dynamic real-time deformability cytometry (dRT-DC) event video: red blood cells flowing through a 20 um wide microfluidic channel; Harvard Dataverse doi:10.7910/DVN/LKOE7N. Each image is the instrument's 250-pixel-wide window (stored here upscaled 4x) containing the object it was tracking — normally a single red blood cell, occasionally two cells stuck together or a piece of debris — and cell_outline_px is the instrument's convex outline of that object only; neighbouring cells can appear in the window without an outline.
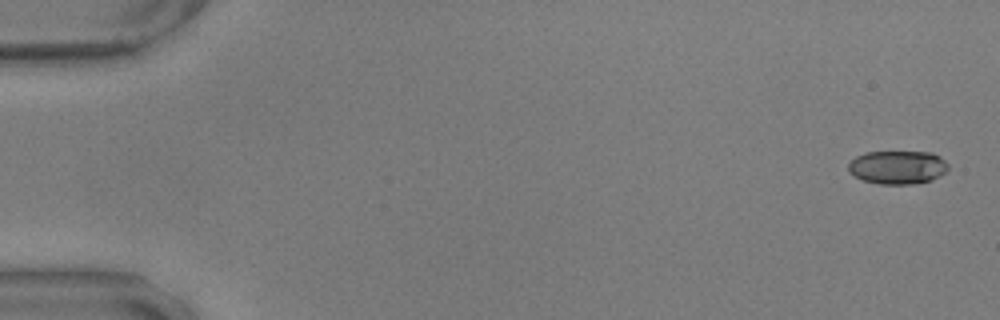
{"species": "common noctule bat (a hibernating species)", "species_latin": "Nyctalus noctula", "temperature_condition": "warm", "stored_images_in_passage": 57, "camera_frame_rate_fps": 3000, "um_per_image_px": 0.085, "animal": {"sex": "male", "body_mass_g": 17.9, "forearm_length_mm": 54.2}, "frame": {"image": 1, "passage_image": 1, "time_ms": 0.0, "image_size_px": [1000, 320], "cell_outline_px": [[948, 168], [944, 172], [932, 180], [912, 184], [880, 184], [864, 180], [848, 172], [848, 164], [856, 156], [864, 152], [932, 152], [940, 156], [948, 164]], "centroid_in_image_um": [76.29, 14.21], "position_along_channel_um": 8.7, "area_um2": 19.42}}
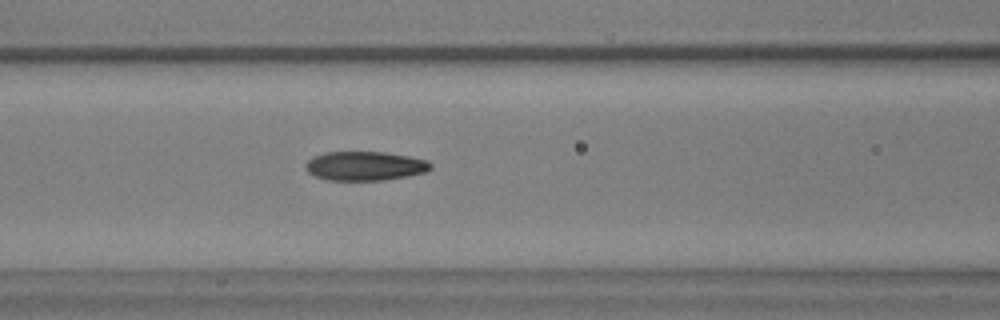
{"frame": {"image": 2, "passage_image": 24, "time_ms": 7.667, "image_size_px": [1000, 320], "cell_outline_px": [[432, 168], [424, 172], [408, 176], [384, 180], [328, 180], [316, 176], [308, 172], [308, 160], [312, 156], [324, 152], [384, 152], [408, 156], [428, 160], [432, 164]], "centroid_in_image_um": [31.05, 14.1], "position_along_channel_um": 135.5, "area_um2": 21.1}}
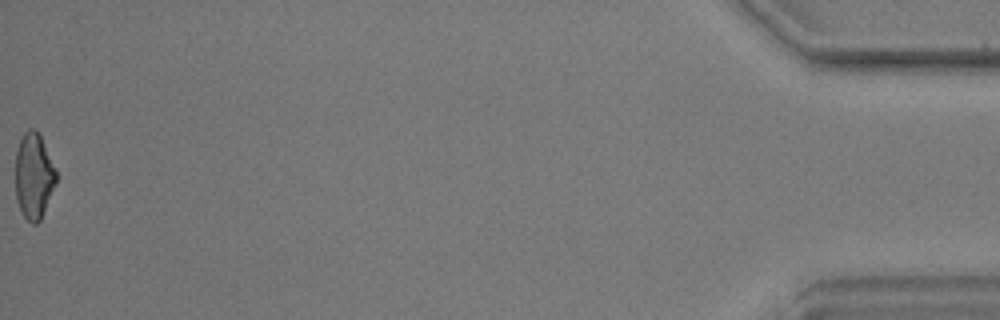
{"frame": {"image": 3, "passage_image": 57, "time_ms": 18.667, "image_size_px": [1000, 320], "cell_outline_px": [[56, 184], [40, 220], [36, 224], [32, 224], [24, 216], [16, 200], [16, 152], [20, 140], [24, 132], [28, 128], [36, 128], [56, 168]], "centroid_in_image_um": [2.88, 14.94], "position_along_channel_um": 432.3, "area_um2": 20.29}, "authors_computed_cell_mechanics": {"area_um2": 20.9236, "velocity_mm_per_s": 3.5584, "shape_relaxation_time_tau1_ms": 11.2244, "shape_relaxation_time_tau2_ms": 2.3397, "deformation_change_tau1": 0.266, "deformation_change_tau2": 0.0853}}